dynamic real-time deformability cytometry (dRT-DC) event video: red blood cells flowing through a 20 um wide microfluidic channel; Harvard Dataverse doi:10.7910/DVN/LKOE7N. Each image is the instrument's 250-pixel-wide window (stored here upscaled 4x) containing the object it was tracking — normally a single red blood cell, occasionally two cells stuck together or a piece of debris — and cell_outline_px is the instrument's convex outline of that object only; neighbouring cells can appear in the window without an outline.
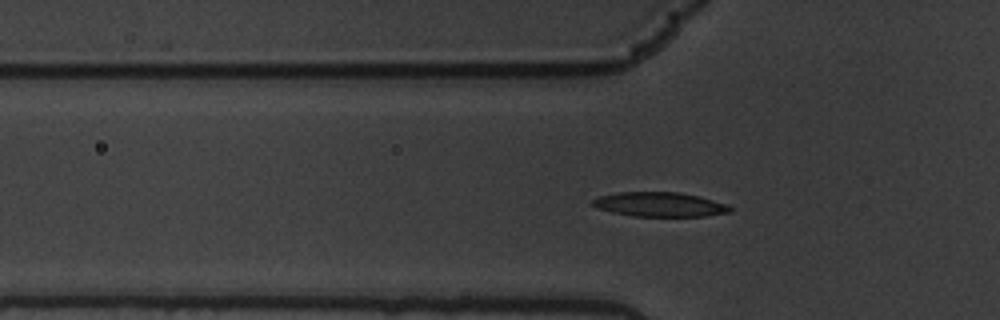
{"species": "common noctule bat (a hibernating species)", "species_latin": "Nyctalus noctula", "temperature_condition": "warm", "stored_images_in_passage": 61, "camera_frame_rate_fps": 3000, "um_per_image_px": 0.085, "animal": {"sex": "male", "body_mass_g": 19.5, "forearm_length_mm": 54.6}, "frame": {"image": 1, "passage_image": 20, "time_ms": 6.333, "image_size_px": [1000, 320], "cell_outline_px": [[732, 212], [704, 216], [632, 216], [612, 212], [596, 208], [588, 200], [600, 196], [620, 192], [680, 192], [700, 196], [728, 204], [732, 208]], "centroid_in_image_um": [56.08, 17.37], "position_along_channel_um": 69.7, "area_um2": 19.77}}
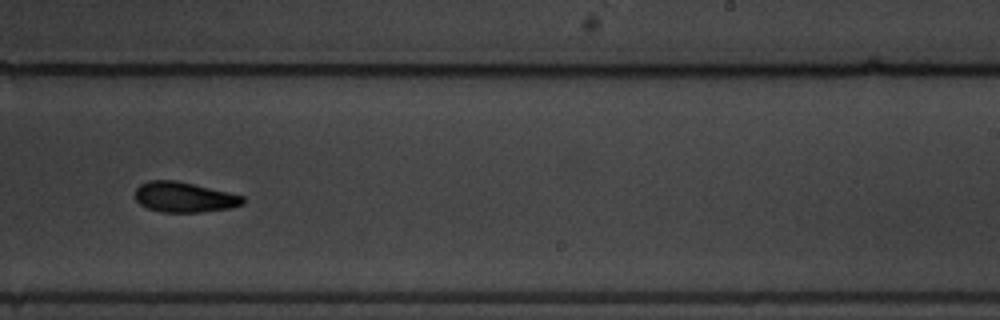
{"frame": {"image": 2, "passage_image": 38, "time_ms": 12.333, "image_size_px": [1000, 320], "cell_outline_px": [[244, 204], [232, 208], [200, 212], [160, 212], [148, 208], [140, 204], [136, 200], [136, 188], [140, 184], [148, 180], [176, 180], [228, 192], [244, 196]], "centroid_in_image_um": [15.66, 16.76], "position_along_channel_um": 273.3, "area_um2": 19.02}}
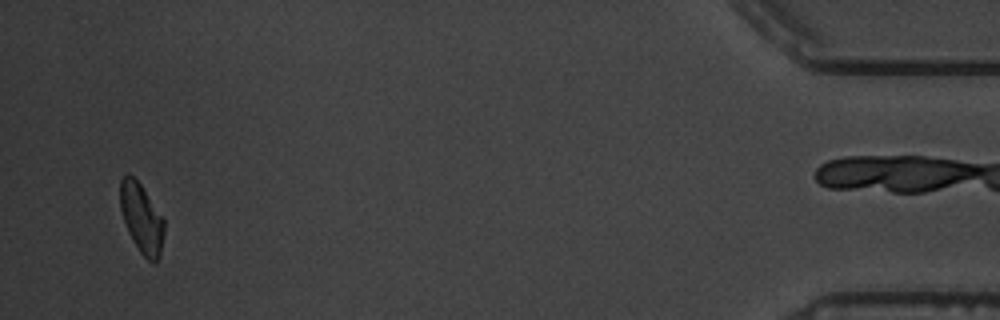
{"frame": {"image": 3, "passage_image": 58, "time_ms": 19.0, "image_size_px": [1000, 320], "cell_outline_px": [[164, 232], [160, 256], [156, 260], [148, 260], [140, 252], [124, 220], [120, 208], [120, 180], [124, 176], [132, 176], [140, 184], [164, 220]], "centroid_in_image_um": [12.04, 18.54], "position_along_channel_um": 423.2, "area_um2": 17.05}, "authors_computed_cell_mechanics": {"area_um2": 18.6694, "velocity_mm_per_s": 3.4047, "shape_relaxation_time_tau1_ms": 7.1476, "shape_relaxation_time_tau2_ms": null, "deformation_change_tau1": 0.1898, "deformation_change_tau2": null}}